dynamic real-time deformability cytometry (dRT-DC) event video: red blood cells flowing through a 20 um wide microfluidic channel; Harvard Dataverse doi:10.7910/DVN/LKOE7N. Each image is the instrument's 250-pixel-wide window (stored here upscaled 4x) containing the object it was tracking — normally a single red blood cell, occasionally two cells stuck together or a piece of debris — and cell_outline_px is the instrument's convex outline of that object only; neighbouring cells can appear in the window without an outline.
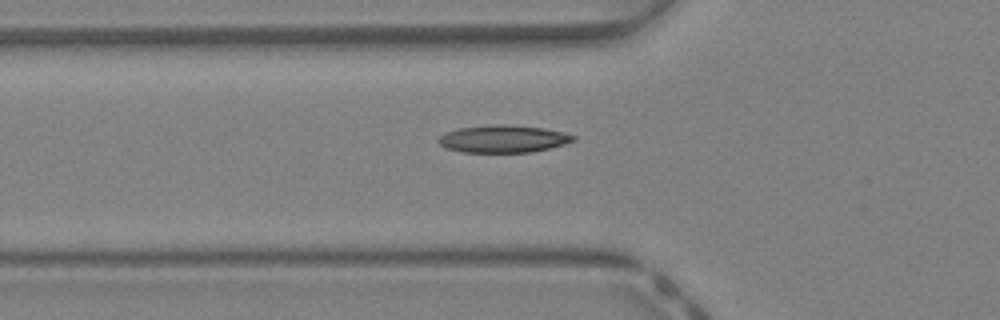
{"species": "Egyptian fruit bat (a non-hibernating species)", "species_latin": "Rousettus aegyptiacus", "temperature_condition": "warm", "stored_images_in_passage": 31, "camera_frame_rate_fps": 3000, "um_per_image_px": 0.085, "animal": {"sex": "female"}, "frame": {"image": 1, "passage_image": 3, "time_ms": 0.667, "image_size_px": [1000, 320], "cell_outline_px": [[576, 140], [564, 144], [532, 152], [464, 152], [448, 148], [440, 144], [436, 140], [444, 132], [460, 128], [500, 124], [508, 124], [544, 128], [576, 136]], "centroid_in_image_um": [42.77, 11.8], "position_along_channel_um": 83.0, "area_um2": 21.33}}
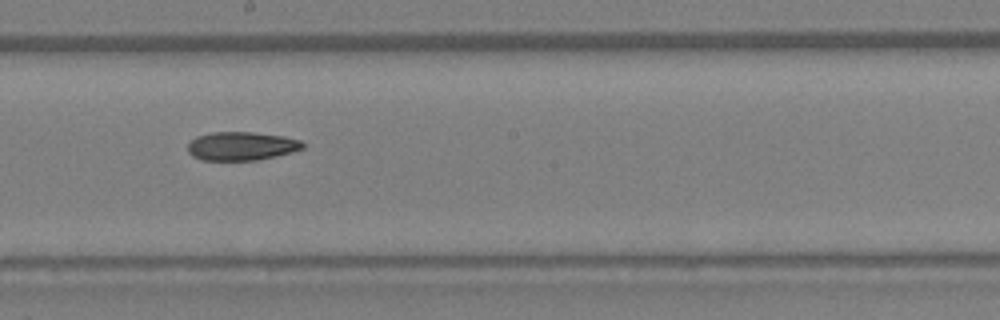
{"frame": {"image": 2, "passage_image": 12, "time_ms": 3.667, "image_size_px": [1000, 320], "cell_outline_px": [[304, 148], [292, 152], [276, 156], [256, 160], [200, 160], [192, 156], [188, 152], [188, 144], [196, 136], [212, 132], [252, 132], [284, 136], [300, 140], [304, 144]], "centroid_in_image_um": [20.51, 12.41], "position_along_channel_um": 227.7, "area_um2": 19.19}}
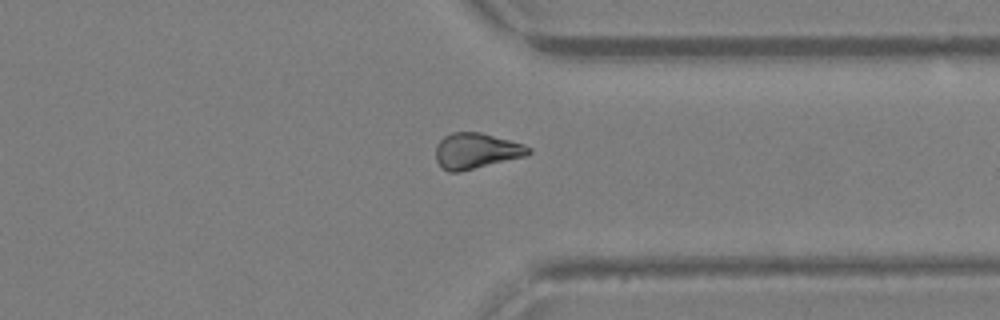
{"frame": {"image": 3, "passage_image": 21, "time_ms": 6.667, "image_size_px": [1000, 320], "cell_outline_px": [[532, 152], [524, 156], [460, 172], [448, 172], [436, 160], [436, 144], [444, 136], [452, 132], [480, 132], [524, 144], [532, 148]], "centroid_in_image_um": [40.47, 12.82], "position_along_channel_um": 370.9, "area_um2": 19.19}}